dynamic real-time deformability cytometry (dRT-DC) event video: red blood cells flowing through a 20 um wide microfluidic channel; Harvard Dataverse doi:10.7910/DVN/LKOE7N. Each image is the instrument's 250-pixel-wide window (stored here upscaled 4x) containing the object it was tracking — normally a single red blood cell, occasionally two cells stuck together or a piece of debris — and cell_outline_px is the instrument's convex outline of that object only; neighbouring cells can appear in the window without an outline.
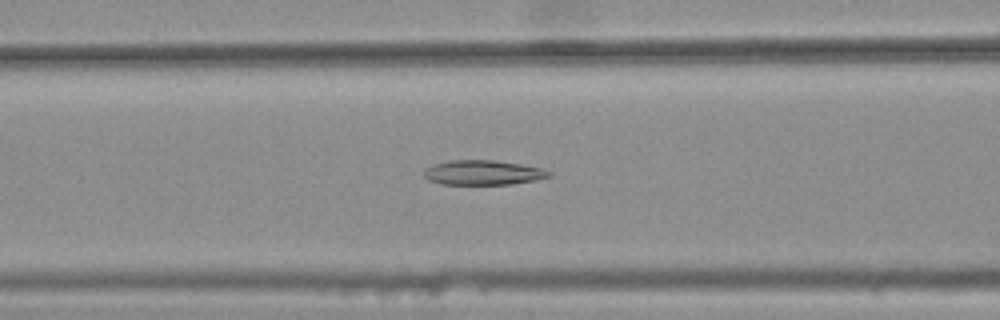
{"species": "common noctule bat (a hibernating species)", "species_latin": "Nyctalus noctula", "temperature_condition": "warm", "stored_images_in_passage": 36, "camera_frame_rate_fps": 3000, "um_per_image_px": 0.085, "animal": {"sex": "female", "body_mass_g": 25.1}, "frame": {"image": 1, "passage_image": 11, "time_ms": 3.333, "image_size_px": [1000, 320], "cell_outline_px": [[552, 176], [512, 184], [440, 184], [428, 180], [424, 176], [424, 172], [432, 164], [452, 160], [492, 160], [520, 164], [544, 168], [552, 172]], "centroid_in_image_um": [41.07, 14.67], "position_along_channel_um": 125.5, "area_um2": 17.92}}
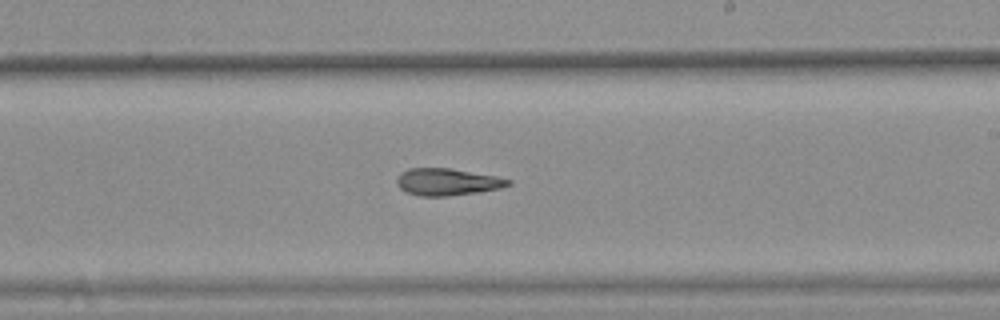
{"frame": {"image": 2, "passage_image": 21, "time_ms": 6.667, "image_size_px": [1000, 320], "cell_outline_px": [[512, 184], [500, 188], [476, 192], [444, 196], [420, 196], [404, 192], [396, 184], [396, 180], [400, 172], [408, 168], [452, 168], [496, 176], [512, 180]], "centroid_in_image_um": [37.98, 15.45], "position_along_channel_um": 251.0, "area_um2": 17.63}}
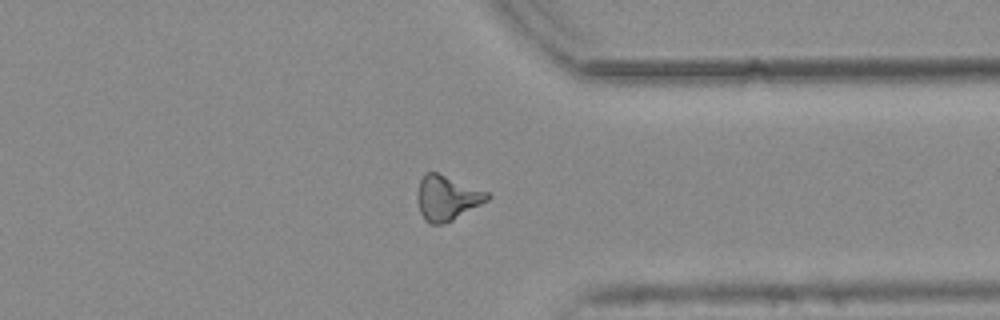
{"frame": {"image": 3, "passage_image": 31, "time_ms": 10.0, "image_size_px": [1000, 320], "cell_outline_px": [[492, 196], [488, 200], [452, 220], [444, 224], [428, 224], [424, 220], [420, 212], [416, 200], [416, 192], [420, 180], [424, 172], [436, 172], [488, 192]], "centroid_in_image_um": [37.94, 16.83], "position_along_channel_um": 373.5, "area_um2": 18.32}, "authors_computed_cell_mechanics": {"area_um2": 17.918, "velocity_mm_per_s": 3.7759, "shape_relaxation_time_tau1_ms": null, "shape_relaxation_time_tau2_ms": 5.8617, "deformation_change_tau1": null, "deformation_change_tau2": 0.1811}}